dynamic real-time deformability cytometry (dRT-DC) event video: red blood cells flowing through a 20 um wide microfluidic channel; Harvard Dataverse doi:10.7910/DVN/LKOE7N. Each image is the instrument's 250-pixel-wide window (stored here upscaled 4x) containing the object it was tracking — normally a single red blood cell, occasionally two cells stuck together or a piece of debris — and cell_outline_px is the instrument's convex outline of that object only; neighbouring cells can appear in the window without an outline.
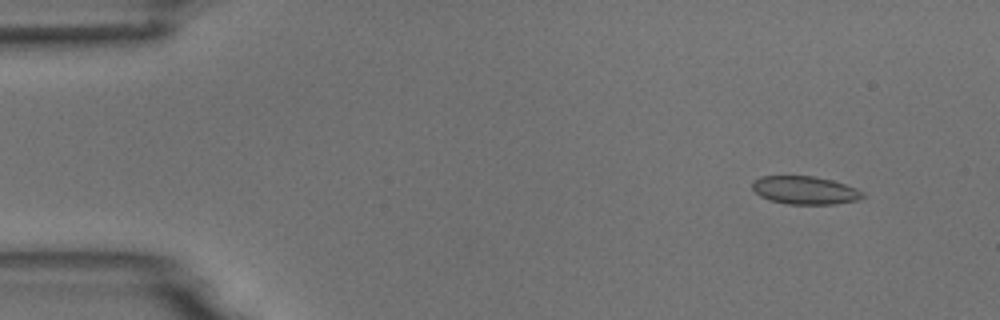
{"species": "common noctule bat (a hibernating species)", "species_latin": "Nyctalus noctula", "temperature_condition": "room temperature", "stored_images_in_passage": 5, "camera_frame_rate_fps": 3000, "um_per_image_px": 0.085, "animal": {"sex": "male", "body_mass_g": 18.8}, "frame": {"image": 1, "passage_image": 2, "time_ms": 1.0, "image_size_px": [1000, 320], "cell_outline_px": [[864, 196], [856, 200], [836, 204], [788, 204], [768, 200], [760, 196], [752, 188], [752, 180], [760, 176], [812, 176], [832, 180], [856, 188], [864, 192]], "centroid_in_image_um": [68.39, 16.17], "position_along_channel_um": 16.6, "area_um2": 18.09}}
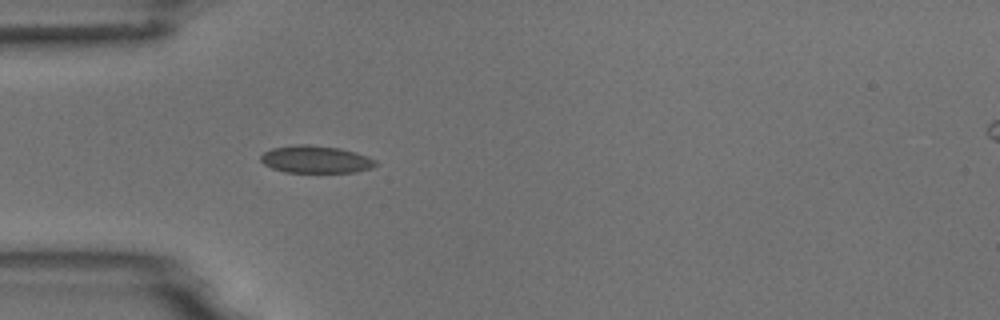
{"frame": {"image": 2, "passage_image": 5, "time_ms": 4.667, "image_size_px": [1000, 320], "cell_outline_px": [[380, 164], [372, 168], [356, 172], [284, 172], [272, 168], [264, 164], [260, 160], [260, 156], [264, 152], [272, 148], [296, 144], [308, 144], [340, 148], [356, 152], [368, 156], [376, 160]], "centroid_in_image_um": [26.87, 13.54], "position_along_channel_um": 58.1, "area_um2": 18.55}}